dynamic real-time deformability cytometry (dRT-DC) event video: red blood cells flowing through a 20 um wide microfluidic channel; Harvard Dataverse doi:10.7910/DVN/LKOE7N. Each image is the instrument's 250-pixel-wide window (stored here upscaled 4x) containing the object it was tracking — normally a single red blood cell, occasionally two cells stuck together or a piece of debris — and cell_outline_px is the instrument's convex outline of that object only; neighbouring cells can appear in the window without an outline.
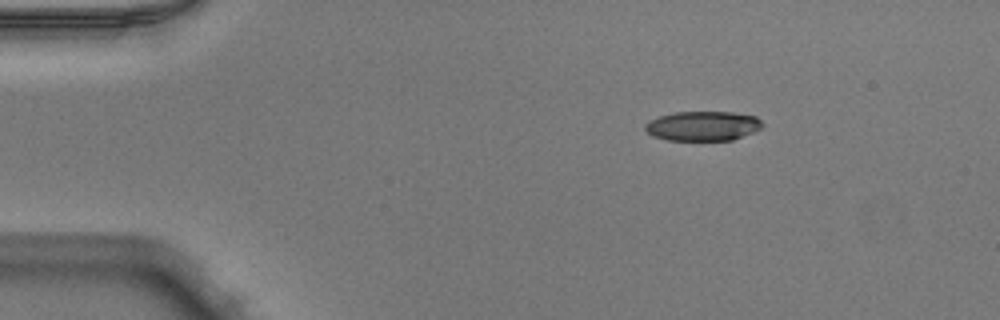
{"species": "Egyptian fruit bat (a non-hibernating species)", "species_latin": "Rousettus aegyptiacus", "temperature_condition": "warm", "stored_images_in_passage": 43, "camera_frame_rate_fps": 3000, "um_per_image_px": 0.085, "animal": {"sex": "male"}, "frame": {"image": 1, "passage_image": 1, "time_ms": 0.0, "image_size_px": [1000, 320], "cell_outline_px": [[764, 124], [760, 128], [752, 132], [732, 140], [668, 140], [652, 136], [644, 128], [644, 124], [648, 120], [660, 116], [676, 112], [732, 112], [756, 116]], "centroid_in_image_um": [59.71, 10.7], "position_along_channel_um": 25.3, "area_um2": 20.17}}
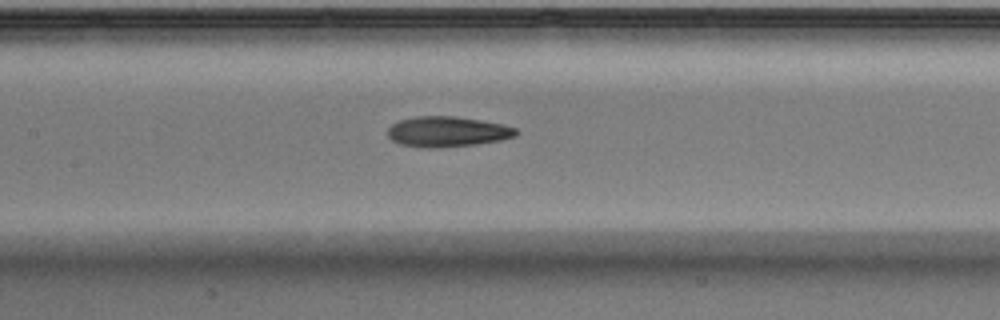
{"frame": {"image": 2, "passage_image": 17, "time_ms": 5.333, "image_size_px": [1000, 320], "cell_outline_px": [[520, 132], [516, 136], [500, 140], [476, 144], [440, 148], [420, 148], [400, 144], [392, 140], [388, 136], [388, 128], [392, 124], [400, 120], [416, 116], [456, 116], [480, 120], [500, 124], [516, 128]], "centroid_in_image_um": [38.01, 11.2], "position_along_channel_um": 169.4, "area_um2": 22.83}}
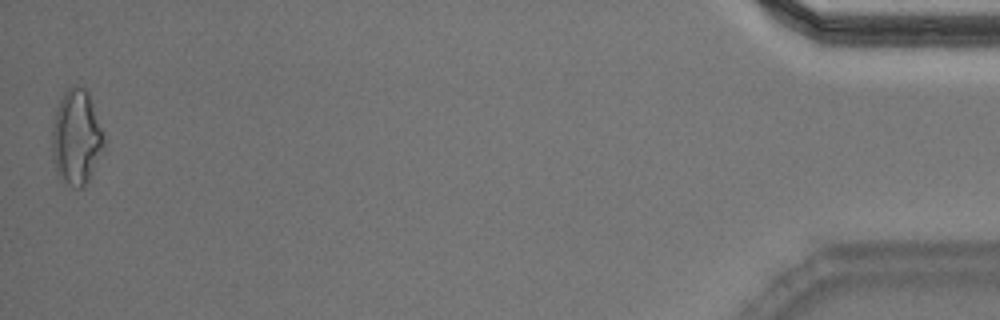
{"frame": {"image": 3, "passage_image": 43, "time_ms": 14.0, "image_size_px": [1000, 320], "cell_outline_px": [[104, 148], [84, 188], [76, 188], [60, 180], [56, 172], [52, 160], [52, 132], [56, 108], [64, 92], [72, 84], [76, 84], [84, 88], [88, 92], [104, 136]], "centroid_in_image_um": [6.47, 11.69], "position_along_channel_um": 428.7, "area_um2": 28.78}, "authors_computed_cell_mechanics": {"area_um2": 22.4842, "velocity_mm_per_s": 4.0339, "shape_relaxation_time_tau1_ms": 3.8217, "shape_relaxation_time_tau2_ms": 3.7332, "deformation_change_tau1": 0.1747, "deformation_change_tau2": 0.1427}}